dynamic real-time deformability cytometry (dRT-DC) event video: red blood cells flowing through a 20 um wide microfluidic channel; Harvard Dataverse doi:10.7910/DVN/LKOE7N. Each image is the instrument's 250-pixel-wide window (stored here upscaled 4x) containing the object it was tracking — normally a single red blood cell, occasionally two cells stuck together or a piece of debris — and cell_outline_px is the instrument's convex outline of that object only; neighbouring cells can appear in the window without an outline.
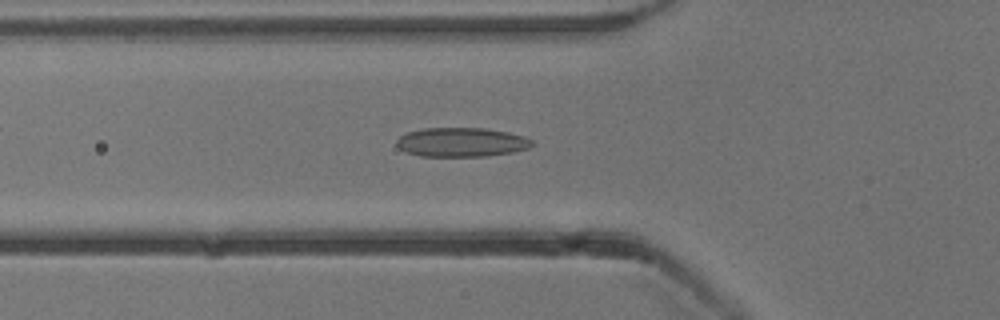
{"species": "common noctule bat (a hibernating species)", "species_latin": "Nyctalus noctula", "temperature_condition": "cold", "stored_images_in_passage": 53, "camera_frame_rate_fps": 3000, "um_per_image_px": 0.085, "animal": {"sex": "male", "body_mass_g": 13.3}, "frame": {"image": 1, "passage_image": 18, "time_ms": 5.667, "image_size_px": [1000, 320], "cell_outline_px": [[536, 144], [528, 148], [512, 152], [484, 156], [420, 156], [404, 152], [396, 144], [396, 140], [400, 136], [408, 132], [424, 128], [484, 128], [508, 132], [524, 136], [532, 140]], "centroid_in_image_um": [39.23, 12.08], "position_along_channel_um": 86.6, "area_um2": 23.06}}
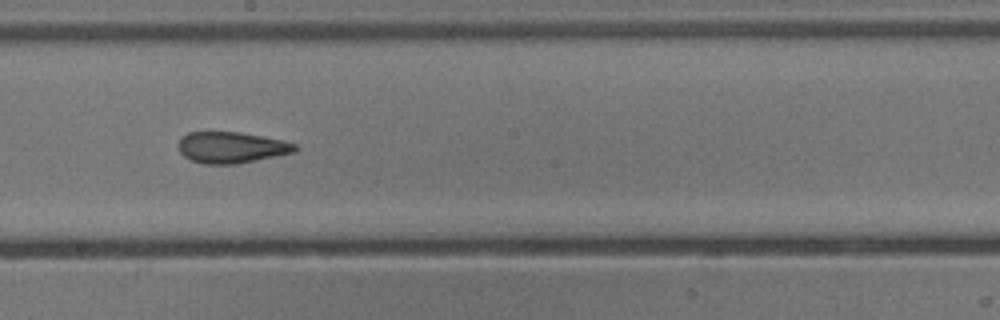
{"frame": {"image": 2, "passage_image": 29, "time_ms": 9.333, "image_size_px": [1000, 320], "cell_outline_px": [[300, 148], [296, 152], [236, 164], [204, 164], [192, 160], [184, 156], [180, 152], [180, 136], [188, 132], [240, 132], [284, 140], [296, 144]], "centroid_in_image_um": [19.71, 12.53], "position_along_channel_um": 228.5, "area_um2": 21.27}}
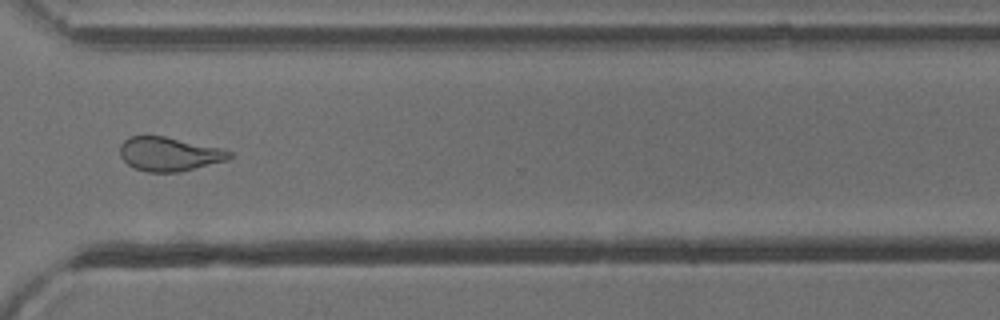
{"frame": {"image": 3, "passage_image": 39, "time_ms": 12.667, "image_size_px": [1000, 320], "cell_outline_px": [[232, 156], [228, 160], [180, 172], [148, 172], [136, 168], [128, 164], [120, 156], [120, 144], [128, 136], [164, 136], [224, 148], [232, 152]], "centroid_in_image_um": [14.41, 13.09], "position_along_channel_um": 356.2, "area_um2": 21.79}, "authors_computed_cell_mechanics": {"area_um2": 22.7154, "velocity_mm_per_s": 3.8401, "shape_relaxation_time_tau1_ms": null, "shape_relaxation_time_tau2_ms": 2.0297, "deformation_change_tau1": null, "deformation_change_tau2": 0.1077}}